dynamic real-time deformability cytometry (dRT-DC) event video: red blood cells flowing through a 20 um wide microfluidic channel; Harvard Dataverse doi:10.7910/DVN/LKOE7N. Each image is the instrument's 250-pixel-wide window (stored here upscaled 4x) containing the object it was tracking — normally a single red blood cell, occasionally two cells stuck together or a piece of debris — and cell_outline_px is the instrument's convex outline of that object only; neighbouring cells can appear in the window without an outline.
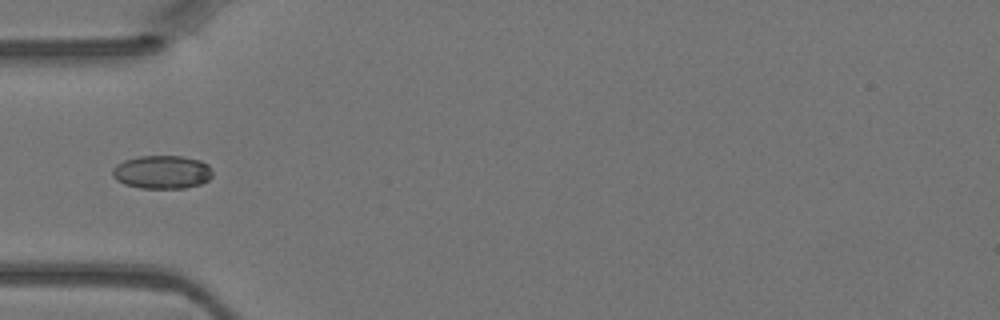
{"species": "Egyptian fruit bat (a non-hibernating species)", "species_latin": "Rousettus aegyptiacus", "temperature_condition": "warm", "stored_images_in_passage": 5, "camera_frame_rate_fps": 3000, "um_per_image_px": 0.085, "animal": {"sex": "female"}, "frame": {"image": 1, "passage_image": 4, "time_ms": 1.0, "image_size_px": [1000, 320], "cell_outline_px": [[212, 176], [208, 180], [200, 184], [184, 188], [140, 188], [124, 184], [116, 180], [112, 176], [112, 168], [116, 164], [124, 160], [140, 156], [180, 156], [200, 160], [208, 164], [212, 168]], "centroid_in_image_um": [13.76, 14.62], "position_along_channel_um": 71.2, "area_um2": 19.59}}
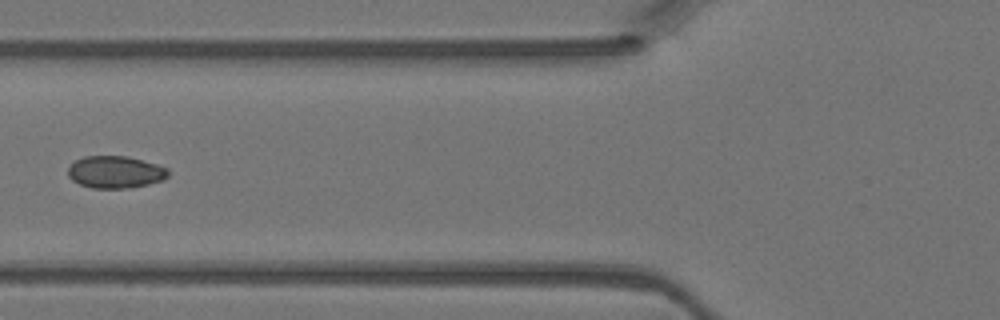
{"frame": {"image": 2, "passage_image": 5, "time_ms": 1.333, "image_size_px": [1000, 320], "cell_outline_px": [[168, 176], [164, 180], [148, 184], [128, 188], [92, 188], [80, 184], [72, 180], [68, 176], [68, 168], [76, 160], [84, 156], [128, 156], [156, 164], [168, 168]], "centroid_in_image_um": [9.81, 14.62], "position_along_channel_um": 116.0, "area_um2": 18.79}}